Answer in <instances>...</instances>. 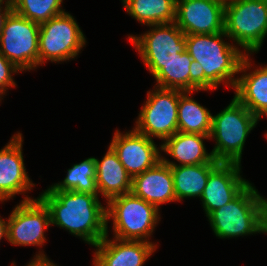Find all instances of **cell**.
I'll use <instances>...</instances> for the list:
<instances>
[{
  "instance_id": "6da1fadb",
  "label": "cell",
  "mask_w": 267,
  "mask_h": 266,
  "mask_svg": "<svg viewBox=\"0 0 267 266\" xmlns=\"http://www.w3.org/2000/svg\"><path fill=\"white\" fill-rule=\"evenodd\" d=\"M38 197L49 209L51 226L65 229L91 246L107 235L106 206L98 196L73 190L45 189Z\"/></svg>"
},
{
  "instance_id": "7a4b0ae2",
  "label": "cell",
  "mask_w": 267,
  "mask_h": 266,
  "mask_svg": "<svg viewBox=\"0 0 267 266\" xmlns=\"http://www.w3.org/2000/svg\"><path fill=\"white\" fill-rule=\"evenodd\" d=\"M186 37V50L194 61L202 65L205 75V91H214L224 82L236 86L239 69L246 54L237 45L225 42V31L216 34H190Z\"/></svg>"
},
{
  "instance_id": "3957f363",
  "label": "cell",
  "mask_w": 267,
  "mask_h": 266,
  "mask_svg": "<svg viewBox=\"0 0 267 266\" xmlns=\"http://www.w3.org/2000/svg\"><path fill=\"white\" fill-rule=\"evenodd\" d=\"M259 120L235 96L226 108L212 115L209 137L215 141L211 151L214 159L241 164L246 138Z\"/></svg>"
},
{
  "instance_id": "277c9868",
  "label": "cell",
  "mask_w": 267,
  "mask_h": 266,
  "mask_svg": "<svg viewBox=\"0 0 267 266\" xmlns=\"http://www.w3.org/2000/svg\"><path fill=\"white\" fill-rule=\"evenodd\" d=\"M208 221L221 239L263 233V196L249 183L232 201L212 211Z\"/></svg>"
},
{
  "instance_id": "5b68a950",
  "label": "cell",
  "mask_w": 267,
  "mask_h": 266,
  "mask_svg": "<svg viewBox=\"0 0 267 266\" xmlns=\"http://www.w3.org/2000/svg\"><path fill=\"white\" fill-rule=\"evenodd\" d=\"M106 205L107 228L111 219L113 238L154 243L149 238L161 219L156 206L132 192L113 197Z\"/></svg>"
},
{
  "instance_id": "8992f818",
  "label": "cell",
  "mask_w": 267,
  "mask_h": 266,
  "mask_svg": "<svg viewBox=\"0 0 267 266\" xmlns=\"http://www.w3.org/2000/svg\"><path fill=\"white\" fill-rule=\"evenodd\" d=\"M224 31L245 54L258 52L267 37V0L226 3Z\"/></svg>"
},
{
  "instance_id": "52a82bcc",
  "label": "cell",
  "mask_w": 267,
  "mask_h": 266,
  "mask_svg": "<svg viewBox=\"0 0 267 266\" xmlns=\"http://www.w3.org/2000/svg\"><path fill=\"white\" fill-rule=\"evenodd\" d=\"M76 21L65 12L40 24L39 66L46 61L60 63L78 57L87 42Z\"/></svg>"
},
{
  "instance_id": "ba28073f",
  "label": "cell",
  "mask_w": 267,
  "mask_h": 266,
  "mask_svg": "<svg viewBox=\"0 0 267 266\" xmlns=\"http://www.w3.org/2000/svg\"><path fill=\"white\" fill-rule=\"evenodd\" d=\"M150 29L141 35H129L132 43L142 58L143 65L154 77L169 62L186 50L184 32L175 24L163 23L149 25Z\"/></svg>"
},
{
  "instance_id": "9c48e42d",
  "label": "cell",
  "mask_w": 267,
  "mask_h": 266,
  "mask_svg": "<svg viewBox=\"0 0 267 266\" xmlns=\"http://www.w3.org/2000/svg\"><path fill=\"white\" fill-rule=\"evenodd\" d=\"M39 30L40 24L13 10L4 22L0 53L22 72L39 66Z\"/></svg>"
},
{
  "instance_id": "30bf717a",
  "label": "cell",
  "mask_w": 267,
  "mask_h": 266,
  "mask_svg": "<svg viewBox=\"0 0 267 266\" xmlns=\"http://www.w3.org/2000/svg\"><path fill=\"white\" fill-rule=\"evenodd\" d=\"M179 90L154 86L136 119L134 129L150 139L164 142L178 132Z\"/></svg>"
},
{
  "instance_id": "8fae6325",
  "label": "cell",
  "mask_w": 267,
  "mask_h": 266,
  "mask_svg": "<svg viewBox=\"0 0 267 266\" xmlns=\"http://www.w3.org/2000/svg\"><path fill=\"white\" fill-rule=\"evenodd\" d=\"M51 225L48 207L39 198L22 201L8 217V242L16 246H42L45 231Z\"/></svg>"
},
{
  "instance_id": "7c38bea8",
  "label": "cell",
  "mask_w": 267,
  "mask_h": 266,
  "mask_svg": "<svg viewBox=\"0 0 267 266\" xmlns=\"http://www.w3.org/2000/svg\"><path fill=\"white\" fill-rule=\"evenodd\" d=\"M133 130L121 133L116 130L110 147L132 179L154 167L161 160L160 149L153 139Z\"/></svg>"
},
{
  "instance_id": "4fadbf2b",
  "label": "cell",
  "mask_w": 267,
  "mask_h": 266,
  "mask_svg": "<svg viewBox=\"0 0 267 266\" xmlns=\"http://www.w3.org/2000/svg\"><path fill=\"white\" fill-rule=\"evenodd\" d=\"M225 4L217 0H177L175 24L190 34L224 31Z\"/></svg>"
},
{
  "instance_id": "5bb4252c",
  "label": "cell",
  "mask_w": 267,
  "mask_h": 266,
  "mask_svg": "<svg viewBox=\"0 0 267 266\" xmlns=\"http://www.w3.org/2000/svg\"><path fill=\"white\" fill-rule=\"evenodd\" d=\"M23 136L20 132L14 134L2 149H0V201L13 199L16 194H25L22 201L32 198L26 196L36 184L32 183L26 172L23 156Z\"/></svg>"
},
{
  "instance_id": "9a60e30c",
  "label": "cell",
  "mask_w": 267,
  "mask_h": 266,
  "mask_svg": "<svg viewBox=\"0 0 267 266\" xmlns=\"http://www.w3.org/2000/svg\"><path fill=\"white\" fill-rule=\"evenodd\" d=\"M240 174L241 164L224 162L210 173L200 197L206 217L232 201L250 183Z\"/></svg>"
},
{
  "instance_id": "2e32d148",
  "label": "cell",
  "mask_w": 267,
  "mask_h": 266,
  "mask_svg": "<svg viewBox=\"0 0 267 266\" xmlns=\"http://www.w3.org/2000/svg\"><path fill=\"white\" fill-rule=\"evenodd\" d=\"M107 235L95 246L93 266H143L156 251L157 243L121 240Z\"/></svg>"
},
{
  "instance_id": "e0dca14e",
  "label": "cell",
  "mask_w": 267,
  "mask_h": 266,
  "mask_svg": "<svg viewBox=\"0 0 267 266\" xmlns=\"http://www.w3.org/2000/svg\"><path fill=\"white\" fill-rule=\"evenodd\" d=\"M250 54L243 58L239 73H243L237 79L235 97L256 117L267 116V65L248 72L252 65ZM247 69V70H246Z\"/></svg>"
},
{
  "instance_id": "ac0fdd59",
  "label": "cell",
  "mask_w": 267,
  "mask_h": 266,
  "mask_svg": "<svg viewBox=\"0 0 267 266\" xmlns=\"http://www.w3.org/2000/svg\"><path fill=\"white\" fill-rule=\"evenodd\" d=\"M131 192L159 210L162 204L177 202L171 167L160 160L133 178Z\"/></svg>"
},
{
  "instance_id": "d6986e66",
  "label": "cell",
  "mask_w": 267,
  "mask_h": 266,
  "mask_svg": "<svg viewBox=\"0 0 267 266\" xmlns=\"http://www.w3.org/2000/svg\"><path fill=\"white\" fill-rule=\"evenodd\" d=\"M210 140L207 135L177 132L162 143L161 152H165L176 162L161 155V160L169 166L196 165L205 163H221L216 161L212 153H208L203 140Z\"/></svg>"
},
{
  "instance_id": "ffe728a7",
  "label": "cell",
  "mask_w": 267,
  "mask_h": 266,
  "mask_svg": "<svg viewBox=\"0 0 267 266\" xmlns=\"http://www.w3.org/2000/svg\"><path fill=\"white\" fill-rule=\"evenodd\" d=\"M95 163L98 193L107 202L113 197L131 192L133 179L110 146L101 161L95 158Z\"/></svg>"
},
{
  "instance_id": "44dd1931",
  "label": "cell",
  "mask_w": 267,
  "mask_h": 266,
  "mask_svg": "<svg viewBox=\"0 0 267 266\" xmlns=\"http://www.w3.org/2000/svg\"><path fill=\"white\" fill-rule=\"evenodd\" d=\"M220 163L170 166L172 170L176 200L184 198H200L206 187L210 173Z\"/></svg>"
},
{
  "instance_id": "7402d4cb",
  "label": "cell",
  "mask_w": 267,
  "mask_h": 266,
  "mask_svg": "<svg viewBox=\"0 0 267 266\" xmlns=\"http://www.w3.org/2000/svg\"><path fill=\"white\" fill-rule=\"evenodd\" d=\"M192 91L179 90L178 132L210 135L212 114L201 106L192 95Z\"/></svg>"
},
{
  "instance_id": "603a6c76",
  "label": "cell",
  "mask_w": 267,
  "mask_h": 266,
  "mask_svg": "<svg viewBox=\"0 0 267 266\" xmlns=\"http://www.w3.org/2000/svg\"><path fill=\"white\" fill-rule=\"evenodd\" d=\"M177 0H122L125 11L149 26L175 22Z\"/></svg>"
},
{
  "instance_id": "cb8c5ba5",
  "label": "cell",
  "mask_w": 267,
  "mask_h": 266,
  "mask_svg": "<svg viewBox=\"0 0 267 266\" xmlns=\"http://www.w3.org/2000/svg\"><path fill=\"white\" fill-rule=\"evenodd\" d=\"M49 191H76L99 196L96 186L95 157L86 158L67 170L63 181L47 188Z\"/></svg>"
},
{
  "instance_id": "d4e9b609",
  "label": "cell",
  "mask_w": 267,
  "mask_h": 266,
  "mask_svg": "<svg viewBox=\"0 0 267 266\" xmlns=\"http://www.w3.org/2000/svg\"><path fill=\"white\" fill-rule=\"evenodd\" d=\"M193 59L185 50L169 62L154 76L155 86L180 91H189V73Z\"/></svg>"
},
{
  "instance_id": "484cf974",
  "label": "cell",
  "mask_w": 267,
  "mask_h": 266,
  "mask_svg": "<svg viewBox=\"0 0 267 266\" xmlns=\"http://www.w3.org/2000/svg\"><path fill=\"white\" fill-rule=\"evenodd\" d=\"M63 0H12V10L26 19L41 24L65 13Z\"/></svg>"
},
{
  "instance_id": "4316f807",
  "label": "cell",
  "mask_w": 267,
  "mask_h": 266,
  "mask_svg": "<svg viewBox=\"0 0 267 266\" xmlns=\"http://www.w3.org/2000/svg\"><path fill=\"white\" fill-rule=\"evenodd\" d=\"M20 72L22 71L0 53V89L5 94L10 87L15 88L17 84L12 76Z\"/></svg>"
},
{
  "instance_id": "83f0119b",
  "label": "cell",
  "mask_w": 267,
  "mask_h": 266,
  "mask_svg": "<svg viewBox=\"0 0 267 266\" xmlns=\"http://www.w3.org/2000/svg\"><path fill=\"white\" fill-rule=\"evenodd\" d=\"M205 91V75L203 67L197 61H192L189 73V91Z\"/></svg>"
},
{
  "instance_id": "f1b7e54d",
  "label": "cell",
  "mask_w": 267,
  "mask_h": 266,
  "mask_svg": "<svg viewBox=\"0 0 267 266\" xmlns=\"http://www.w3.org/2000/svg\"><path fill=\"white\" fill-rule=\"evenodd\" d=\"M11 265L16 266L15 262H12ZM26 266H57V264H54L51 259L49 260L44 251H39Z\"/></svg>"
},
{
  "instance_id": "f546056e",
  "label": "cell",
  "mask_w": 267,
  "mask_h": 266,
  "mask_svg": "<svg viewBox=\"0 0 267 266\" xmlns=\"http://www.w3.org/2000/svg\"><path fill=\"white\" fill-rule=\"evenodd\" d=\"M11 11L12 5L0 4V36L2 34L4 22Z\"/></svg>"
},
{
  "instance_id": "4dcf8cb0",
  "label": "cell",
  "mask_w": 267,
  "mask_h": 266,
  "mask_svg": "<svg viewBox=\"0 0 267 266\" xmlns=\"http://www.w3.org/2000/svg\"><path fill=\"white\" fill-rule=\"evenodd\" d=\"M8 237V218L3 219L0 216V241L5 238L7 240Z\"/></svg>"
},
{
  "instance_id": "1f68e13d",
  "label": "cell",
  "mask_w": 267,
  "mask_h": 266,
  "mask_svg": "<svg viewBox=\"0 0 267 266\" xmlns=\"http://www.w3.org/2000/svg\"><path fill=\"white\" fill-rule=\"evenodd\" d=\"M263 234H267V199L263 197Z\"/></svg>"
},
{
  "instance_id": "d6a6232c",
  "label": "cell",
  "mask_w": 267,
  "mask_h": 266,
  "mask_svg": "<svg viewBox=\"0 0 267 266\" xmlns=\"http://www.w3.org/2000/svg\"><path fill=\"white\" fill-rule=\"evenodd\" d=\"M0 4L12 5V0H0Z\"/></svg>"
},
{
  "instance_id": "836d02e7",
  "label": "cell",
  "mask_w": 267,
  "mask_h": 266,
  "mask_svg": "<svg viewBox=\"0 0 267 266\" xmlns=\"http://www.w3.org/2000/svg\"><path fill=\"white\" fill-rule=\"evenodd\" d=\"M4 95L6 96V94L0 89V102H1V99L3 100Z\"/></svg>"
},
{
  "instance_id": "e575fe53",
  "label": "cell",
  "mask_w": 267,
  "mask_h": 266,
  "mask_svg": "<svg viewBox=\"0 0 267 266\" xmlns=\"http://www.w3.org/2000/svg\"><path fill=\"white\" fill-rule=\"evenodd\" d=\"M217 1H220V2H222L224 4H226V3H229L231 0H217Z\"/></svg>"
}]
</instances>
